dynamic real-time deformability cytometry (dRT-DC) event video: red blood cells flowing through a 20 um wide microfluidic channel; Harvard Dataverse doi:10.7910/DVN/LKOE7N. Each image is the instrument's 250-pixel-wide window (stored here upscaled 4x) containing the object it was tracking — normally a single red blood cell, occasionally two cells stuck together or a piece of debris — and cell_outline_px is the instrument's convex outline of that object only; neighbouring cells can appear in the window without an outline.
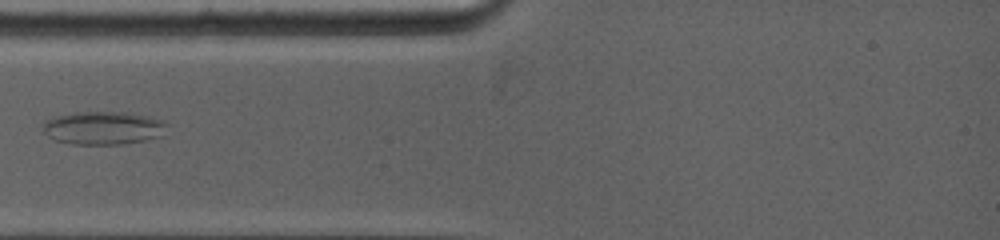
{"species": "common noctule bat (a hibernating species)", "species_latin": "Nyctalus noctula", "temperature_condition": "warm", "stored_images_in_passage": 27, "camera_frame_rate_fps": 5000, "um_per_image_px": 0.085, "animal": {"sex": "female", "body_mass_g": 19.0, "forearm_length_mm": 53.3}, "frame": {"image": 1, "passage_image": 3, "time_ms": 2.2, "image_size_px": [1000, 240], "cell_outline_px": [[164, 124], [160, 136], [144, 140], [120, 144], [72, 144], [56, 140], [48, 136], [44, 132], [44, 120], [52, 116], [76, 112], [124, 112], [152, 116], [164, 120]], "centroid_in_image_um": [8.72, 10.86], "position_along_channel_um": 76.3, "area_um2": 23.81}}
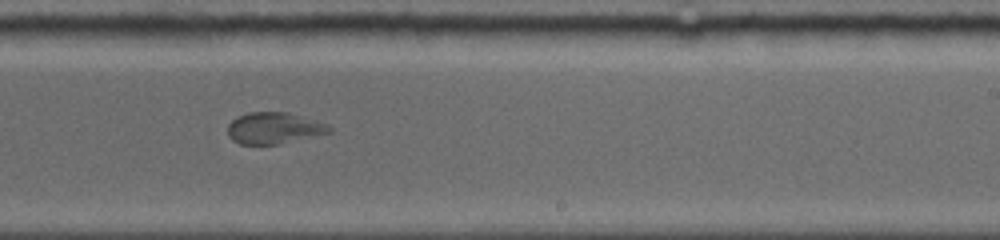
{"frame": {"image": 2, "passage_image": 14, "time_ms": 7.0, "image_size_px": [1000, 240], "cell_outline_px": [[332, 132], [276, 144], [240, 144], [232, 140], [228, 136], [228, 124], [232, 120], [248, 112], [288, 112], [328, 124], [332, 128]], "centroid_in_image_um": [23.28, 10.88], "position_along_channel_um": 265.7, "area_um2": 18.44}}
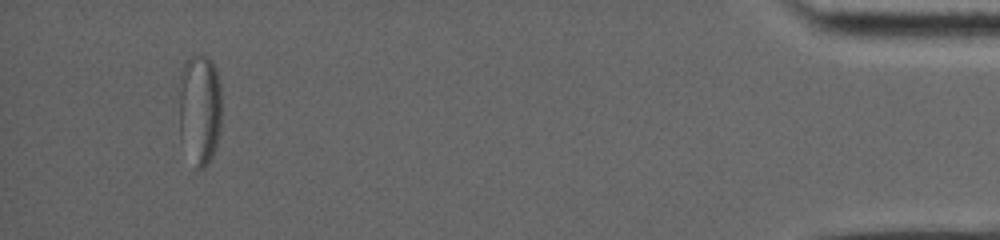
{"frame": {"image": 3, "passage_image": 27, "time_ms": 13.4, "image_size_px": [1000, 240], "cell_outline_px": [[220, 124], [216, 144], [212, 156], [200, 168], [196, 168], [184, 88], [184, 64], [192, 56], [208, 56], [212, 60], [216, 72], [220, 92]], "centroid_in_image_um": [17.21, 9.03], "position_along_channel_um": 418.0, "area_um2": 22.31}}